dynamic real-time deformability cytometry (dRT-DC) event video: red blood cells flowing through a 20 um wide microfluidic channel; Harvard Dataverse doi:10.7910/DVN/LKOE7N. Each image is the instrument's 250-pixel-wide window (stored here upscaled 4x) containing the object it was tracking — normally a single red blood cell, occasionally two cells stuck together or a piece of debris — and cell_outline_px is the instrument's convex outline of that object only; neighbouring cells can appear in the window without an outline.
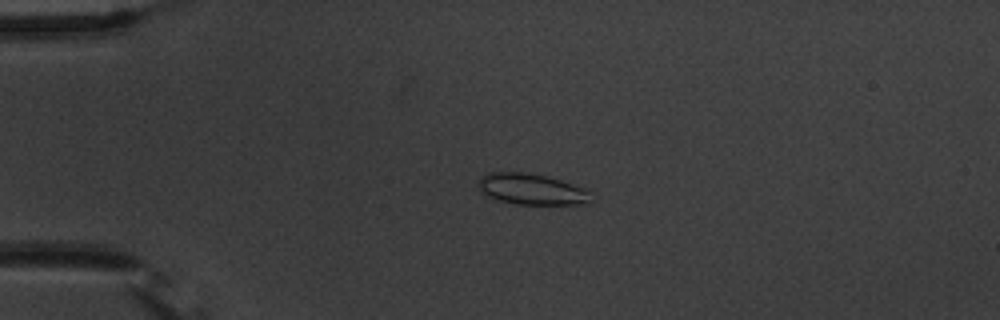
{"species": "common noctule bat (a hibernating species)", "species_latin": "Nyctalus noctula", "temperature_condition": "warm", "stored_images_in_passage": 56, "camera_frame_rate_fps": 3000, "um_per_image_px": 0.085, "animal": {"sex": "male", "body_mass_g": 20.1, "forearm_length_mm": 53.5}, "frame": {"image": 1, "passage_image": 14, "time_ms": 4.333, "image_size_px": [1000, 320], "cell_outline_px": [[592, 192], [588, 204], [516, 204], [496, 200], [484, 196], [480, 192], [480, 176], [488, 172], [524, 172], [548, 176], [584, 188]], "centroid_in_image_um": [45.16, 16.08], "position_along_channel_um": 39.8, "area_um2": 20.52}}
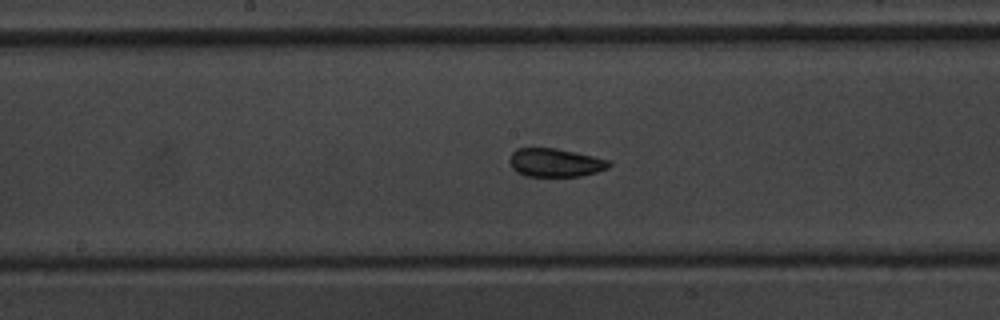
{"frame": {"image": 2, "passage_image": 30, "time_ms": 9.667, "image_size_px": [1000, 320], "cell_outline_px": [[612, 164], [608, 168], [596, 172], [580, 176], [524, 176], [516, 172], [512, 168], [508, 160], [512, 152], [516, 148], [556, 148], [592, 156], [608, 160]], "centroid_in_image_um": [47.15, 13.83], "position_along_channel_um": 201.0, "area_um2": 16.47}}
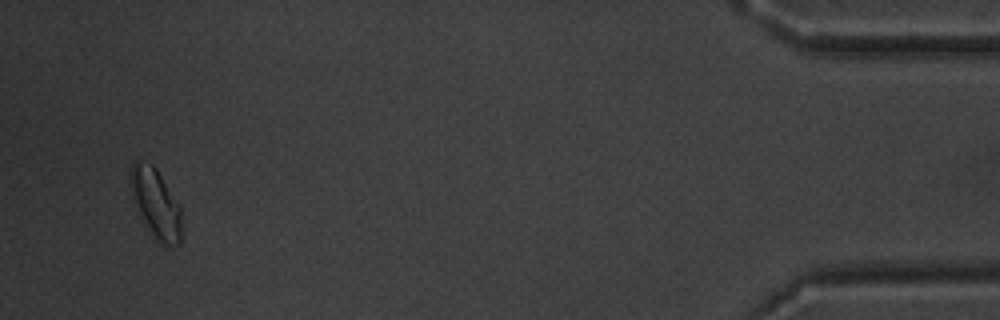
{"frame": {"image": 3, "passage_image": 54, "time_ms": 17.667, "image_size_px": [1000, 320], "cell_outline_px": [[180, 244], [164, 248], [148, 232], [136, 212], [132, 204], [128, 180], [132, 164], [136, 160], [152, 164], [156, 168], [180, 204]], "centroid_in_image_um": [13.18, 17.32], "position_along_channel_um": 422.0, "area_um2": 21.56}, "authors_computed_cell_mechanics": {"area_um2": 17.8602, "velocity_mm_per_s": 3.6739, "shape_relaxation_time_tau1_ms": 5.0636, "shape_relaxation_time_tau2_ms": 1.2031, "deformation_change_tau1": 0.106, "deformation_change_tau2": 0.0749}}